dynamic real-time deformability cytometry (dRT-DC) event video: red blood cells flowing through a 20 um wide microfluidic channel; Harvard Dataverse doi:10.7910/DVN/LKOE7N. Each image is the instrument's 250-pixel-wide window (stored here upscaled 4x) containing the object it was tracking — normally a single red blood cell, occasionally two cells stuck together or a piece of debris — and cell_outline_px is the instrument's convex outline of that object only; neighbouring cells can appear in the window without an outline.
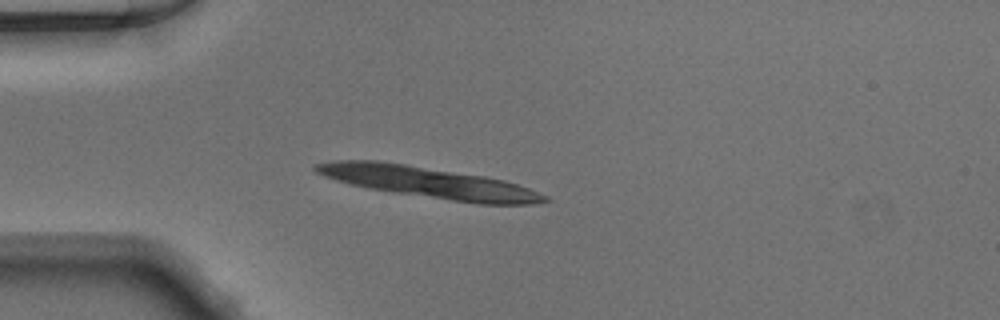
{"species": "Egyptian fruit bat (a non-hibernating species)", "species_latin": "Rousettus aegyptiacus", "temperature_condition": "warm", "stored_images_in_passage": 21, "segment_of_instrument_passage": [1, 2], "camera_frame_rate_fps": 3000, "um_per_image_px": 0.085, "animal": {"sex": "male"}, "frame": {"image": 1, "passage_image": 12, "time_ms": 3.667, "image_size_px": [1000, 320], "cell_outline_px": [[552, 200], [536, 204], [480, 204], [392, 192], [368, 188], [336, 180], [324, 176], [316, 172], [312, 168], [312, 164], [336, 160], [380, 160], [484, 176], [504, 180], [528, 188], [548, 196]], "centroid_in_image_um": [36.42, 15.49], "position_along_channel_um": 48.6, "area_um2": 41.38}}